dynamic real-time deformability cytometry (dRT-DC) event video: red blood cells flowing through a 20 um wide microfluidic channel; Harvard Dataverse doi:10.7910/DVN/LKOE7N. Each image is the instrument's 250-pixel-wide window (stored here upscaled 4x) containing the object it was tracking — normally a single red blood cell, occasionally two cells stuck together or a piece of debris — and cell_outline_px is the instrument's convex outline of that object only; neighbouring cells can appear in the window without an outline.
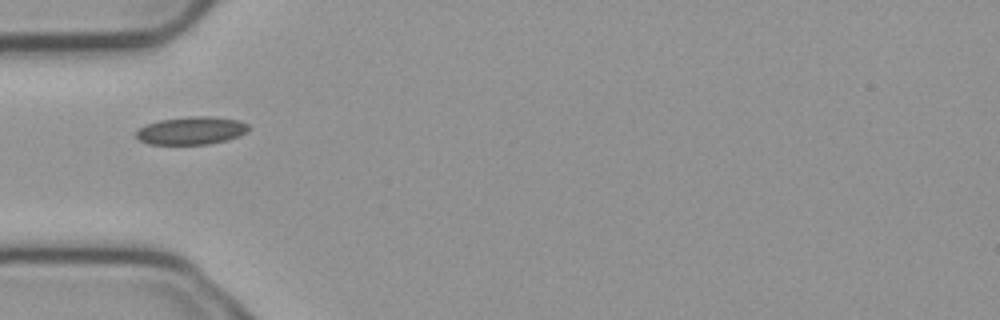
{"species": "common noctule bat (a hibernating species)", "species_latin": "Nyctalus noctula", "temperature_condition": "cold", "stored_images_in_passage": 3, "camera_frame_rate_fps": 3000, "um_per_image_px": 0.085, "animal": {"sex": "male", "body_mass_g": 23.1, "forearm_length_mm": 52.7}, "frame": {"image": 1, "passage_image": 1, "time_ms": 0.0, "image_size_px": [1000, 320], "cell_outline_px": [[252, 128], [248, 132], [240, 136], [208, 144], [148, 144], [140, 140], [136, 136], [136, 132], [140, 128], [148, 124], [160, 120], [188, 116], [208, 116], [240, 120], [248, 124]], "centroid_in_image_um": [16.32, 11.09], "position_along_channel_um": 68.7, "area_um2": 18.26}}
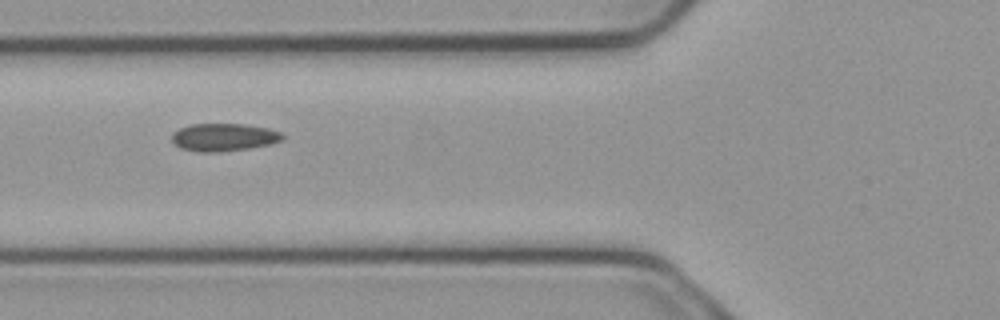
{"frame": {"image": 2, "passage_image": 2, "time_ms": 0.333, "image_size_px": [1000, 320], "cell_outline_px": [[284, 140], [268, 144], [248, 148], [220, 152], [196, 152], [180, 148], [172, 140], [172, 132], [180, 128], [192, 124], [244, 124], [268, 128], [280, 132], [284, 136]], "centroid_in_image_um": [19.01, 11.66], "position_along_channel_um": 106.8, "area_um2": 17.86}}
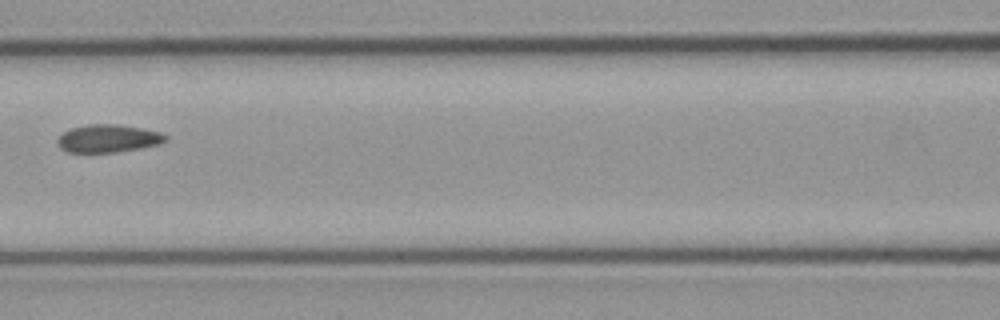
{"frame": {"image": 3, "passage_image": 3, "time_ms": 0.667, "image_size_px": [1000, 320], "cell_outline_px": [[168, 140], [160, 144], [140, 148], [116, 152], [68, 152], [60, 148], [56, 140], [64, 132], [72, 128], [88, 124], [116, 124], [140, 128], [160, 132], [168, 136]], "centroid_in_image_um": [9.21, 11.77], "position_along_channel_um": 157.4, "area_um2": 17.46}}